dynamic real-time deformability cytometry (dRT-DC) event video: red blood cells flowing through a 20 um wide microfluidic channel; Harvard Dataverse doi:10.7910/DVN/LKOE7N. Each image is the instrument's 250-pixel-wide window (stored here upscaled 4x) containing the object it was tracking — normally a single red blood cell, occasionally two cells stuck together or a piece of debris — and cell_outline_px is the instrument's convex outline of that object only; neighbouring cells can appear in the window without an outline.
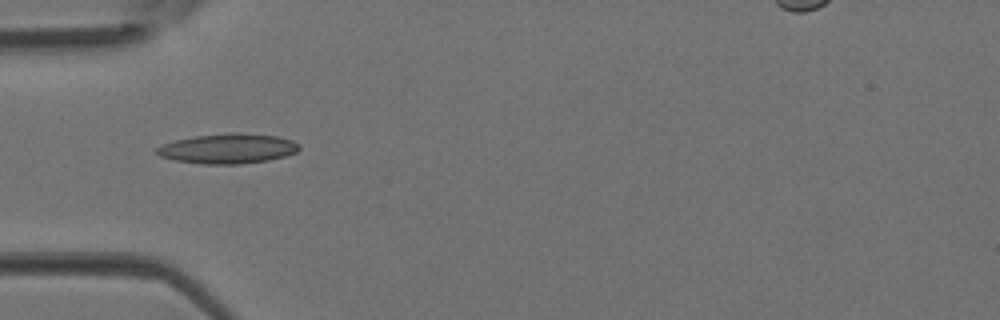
{"species": "Egyptian fruit bat (a non-hibernating species)", "species_latin": "Rousettus aegyptiacus", "temperature_condition": "room temperature", "stored_images_in_passage": 3, "camera_frame_rate_fps": 3000, "um_per_image_px": 0.085, "animal": {"sex": "female"}, "frame": {"image": 1, "passage_image": 3, "time_ms": 0.667, "image_size_px": [1000, 320], "cell_outline_px": [[300, 148], [296, 152], [284, 156], [268, 160], [240, 164], [204, 164], [176, 160], [160, 156], [156, 152], [156, 148], [164, 144], [176, 140], [196, 136], [232, 132], [240, 132], [276, 136], [292, 140], [300, 144]], "centroid_in_image_um": [19.4, 12.62], "position_along_channel_um": 65.6, "area_um2": 24.68}}